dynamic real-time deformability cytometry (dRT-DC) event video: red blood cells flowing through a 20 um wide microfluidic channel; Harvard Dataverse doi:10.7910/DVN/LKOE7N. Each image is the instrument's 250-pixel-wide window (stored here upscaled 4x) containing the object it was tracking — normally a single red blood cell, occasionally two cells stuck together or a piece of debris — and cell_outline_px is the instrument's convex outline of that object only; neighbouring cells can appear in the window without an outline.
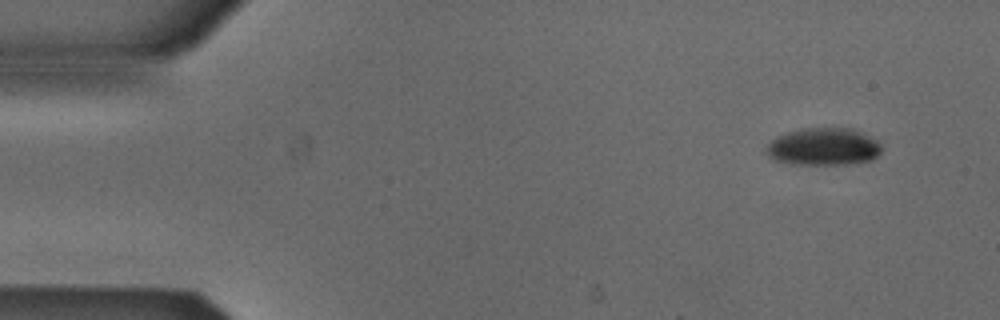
{"species": "Egyptian fruit bat (a non-hibernating species)", "species_latin": "Rousettus aegyptiacus", "temperature_condition": "cold", "stored_images_in_passage": 50, "camera_frame_rate_fps": 3000, "um_per_image_px": 0.085, "animal": {"sex": "male"}, "frame": {"image": 1, "passage_image": 2, "time_ms": 0.333, "image_size_px": [1000, 320], "cell_outline_px": [[884, 148], [872, 160], [856, 164], [788, 164], [772, 160], [764, 152], [764, 148], [776, 136], [800, 128], [852, 128], [876, 140]], "centroid_in_image_um": [69.96, 12.48], "position_along_channel_um": 15.0, "area_um2": 25.55}}
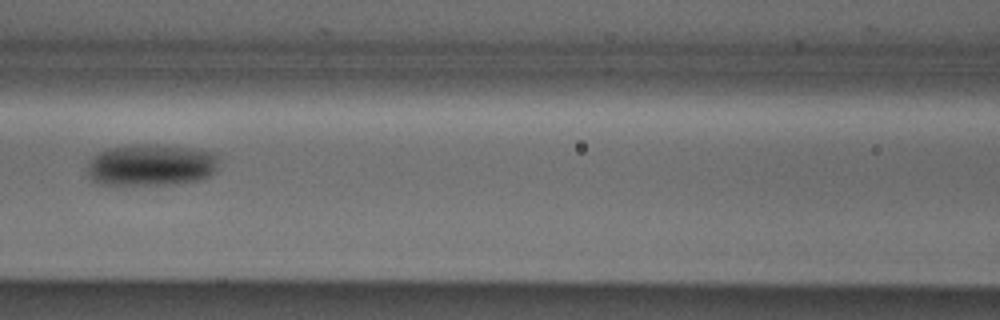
{"frame": {"image": 2, "passage_image": 21, "time_ms": 6.667, "image_size_px": [1000, 320], "cell_outline_px": [[216, 168], [208, 176], [200, 180], [176, 184], [100, 184], [92, 180], [88, 176], [88, 160], [100, 152], [108, 148], [128, 144], [156, 144], [192, 148], [212, 152], [216, 156]], "centroid_in_image_um": [12.8, 14.01], "position_along_channel_um": 153.8, "area_um2": 31.96}}
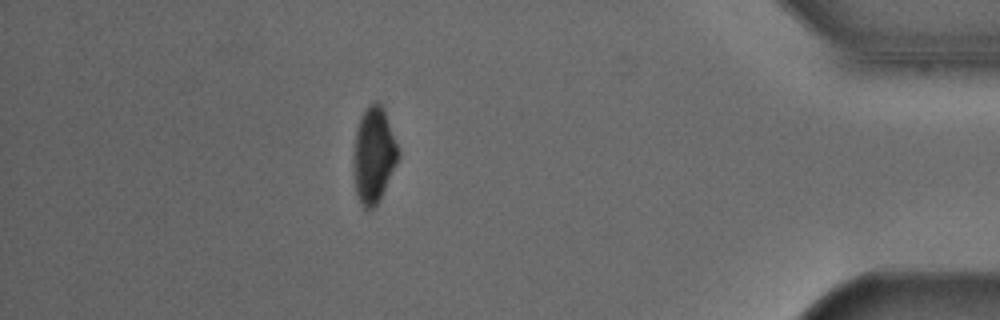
{"frame": {"image": 3, "passage_image": 44, "time_ms": 14.333, "image_size_px": [1000, 320], "cell_outline_px": [[400, 156], [380, 200], [372, 208], [364, 208], [360, 204], [356, 196], [352, 160], [356, 128], [360, 116], [368, 104], [376, 100], [384, 108], [400, 152]], "centroid_in_image_um": [31.75, 13.16], "position_along_channel_um": 403.4, "area_um2": 25.43}, "authors_computed_cell_mechanics": {"area_um2": 28.1775, "velocity_mm_per_s": 3.8895, "shape_relaxation_time_tau1_ms": 4.5193, "shape_relaxation_time_tau2_ms": null, "deformation_change_tau1": 0.1262, "deformation_change_tau2": null}}